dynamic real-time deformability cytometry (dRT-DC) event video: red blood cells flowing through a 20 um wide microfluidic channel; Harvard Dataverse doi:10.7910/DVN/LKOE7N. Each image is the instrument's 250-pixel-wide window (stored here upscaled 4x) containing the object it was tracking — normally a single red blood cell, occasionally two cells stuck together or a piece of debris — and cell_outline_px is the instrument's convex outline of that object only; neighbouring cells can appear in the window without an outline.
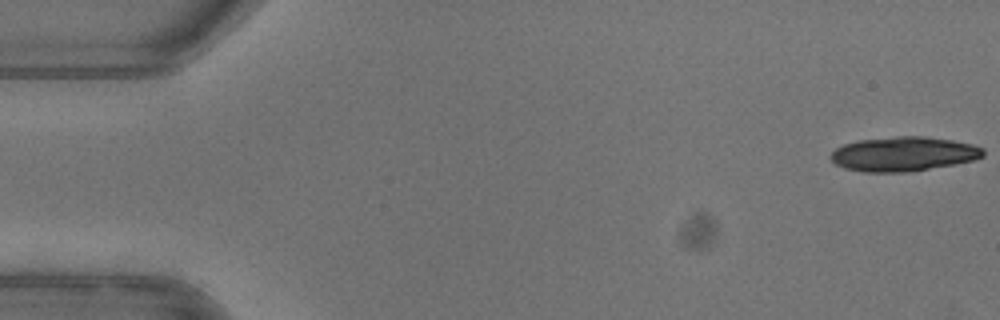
{"species": "common noctule bat (a hibernating species)", "species_latin": "Nyctalus noctula", "temperature_condition": "warm", "stored_images_in_passage": 17, "camera_frame_rate_fps": 3000, "um_per_image_px": 0.085, "animal": {"sex": "female"}, "frame": {"image": 1, "passage_image": 1, "time_ms": 0.0, "image_size_px": [1000, 320], "cell_outline_px": [[984, 156], [972, 160], [952, 164], [908, 172], [864, 172], [844, 168], [836, 164], [828, 156], [836, 148], [844, 144], [860, 140], [896, 136], [924, 136], [952, 140], [972, 144], [984, 148]], "centroid_in_image_um": [76.78, 13.08], "position_along_channel_um": 8.2, "area_um2": 30.46}}